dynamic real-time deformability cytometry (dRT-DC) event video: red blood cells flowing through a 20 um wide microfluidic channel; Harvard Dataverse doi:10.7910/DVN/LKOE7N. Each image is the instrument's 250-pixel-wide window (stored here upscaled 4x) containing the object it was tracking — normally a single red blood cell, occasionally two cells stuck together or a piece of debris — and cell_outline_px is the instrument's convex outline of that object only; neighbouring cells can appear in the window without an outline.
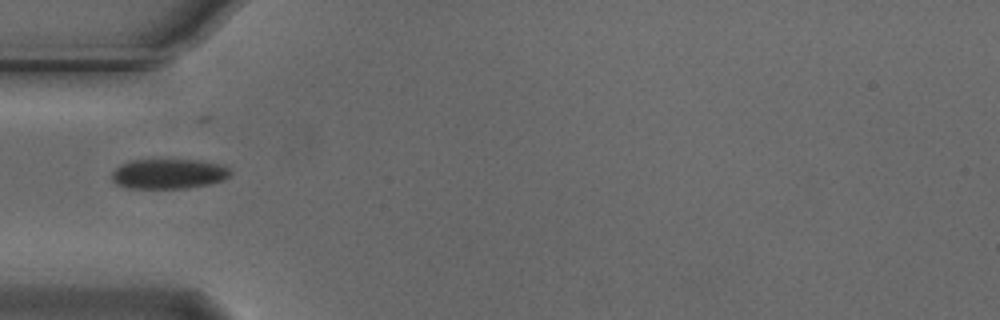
{"species": "Egyptian fruit bat (a non-hibernating species)", "species_latin": "Rousettus aegyptiacus", "temperature_condition": "cold", "stored_images_in_passage": 39, "camera_frame_rate_fps": 3000, "um_per_image_px": 0.085, "animal": {"sex": "male"}, "frame": {"image": 1, "passage_image": 1, "time_ms": 0.0, "image_size_px": [1000, 320], "cell_outline_px": [[232, 172], [224, 180], [208, 184], [188, 188], [128, 188], [116, 184], [112, 180], [112, 172], [120, 164], [128, 160], [200, 160], [224, 164]], "centroid_in_image_um": [14.34, 14.77], "position_along_channel_um": 70.7, "area_um2": 20.87}}
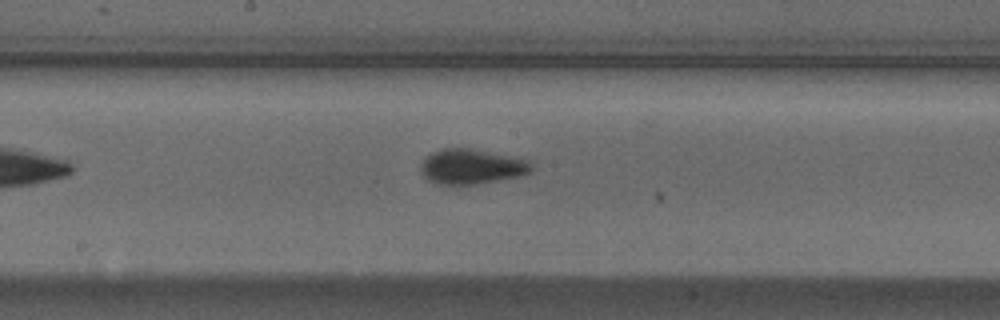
{"frame": {"image": 2, "passage_image": 12, "time_ms": 3.667, "image_size_px": [1000, 320], "cell_outline_px": [[532, 172], [516, 176], [476, 184], [440, 184], [428, 180], [420, 172], [420, 164], [424, 156], [432, 152], [444, 148], [472, 148], [528, 160], [532, 164]], "centroid_in_image_um": [40.02, 14.14], "position_along_channel_um": 208.2, "area_um2": 22.48}}
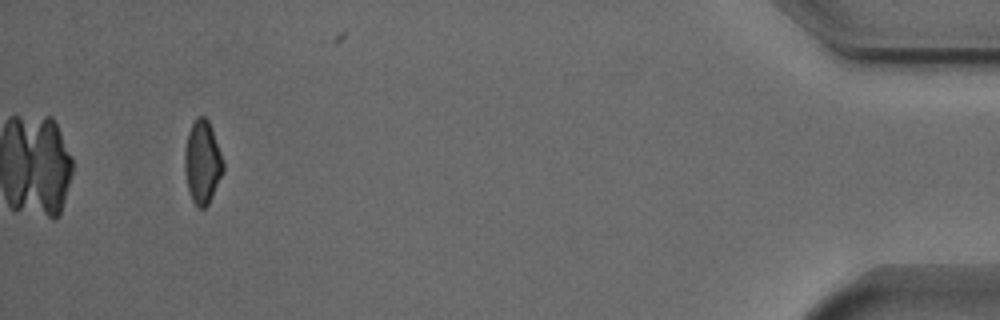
{"frame": {"image": 3, "passage_image": 35, "time_ms": 11.333, "image_size_px": [1000, 320], "cell_outline_px": [[224, 172], [208, 204], [204, 208], [196, 208], [192, 200], [188, 188], [184, 172], [184, 152], [188, 132], [196, 116], [204, 116], [208, 120], [212, 128], [224, 160]], "centroid_in_image_um": [17.21, 13.78], "position_along_channel_um": 418.0, "area_um2": 18.96}, "authors_computed_cell_mechanics": {"area_um2": 20.8658, "velocity_mm_per_s": 3.7406, "shape_relaxation_time_tau1_ms": 1.7934, "shape_relaxation_time_tau2_ms": null, "deformation_change_tau1": 0.0892, "deformation_change_tau2": null}}